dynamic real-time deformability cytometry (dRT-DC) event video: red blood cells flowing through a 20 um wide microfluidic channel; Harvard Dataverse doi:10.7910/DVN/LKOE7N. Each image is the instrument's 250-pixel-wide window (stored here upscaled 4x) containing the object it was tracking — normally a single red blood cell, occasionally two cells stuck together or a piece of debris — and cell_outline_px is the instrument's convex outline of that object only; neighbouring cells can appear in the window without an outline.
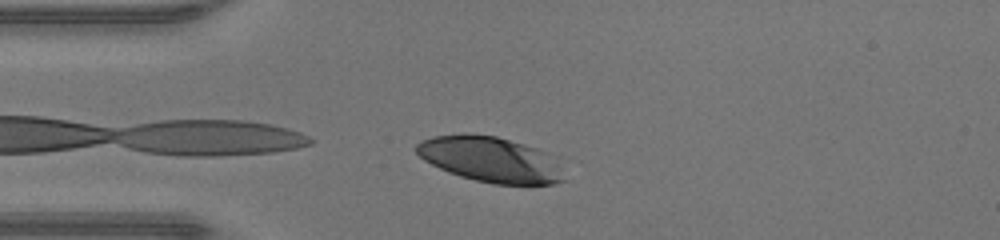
{"species": "human", "species_latin": "Homo sapiens", "temperature_condition": "warm", "stored_images_in_passage": 15, "camera_frame_rate_fps": 3000, "um_per_image_px": 0.085, "donor": {"sex": "male"}, "frame": {"image": 1, "passage_image": 1, "time_ms": 0.0, "image_size_px": [1000, 240], "cell_outline_px": [[564, 180], [556, 184], [492, 184], [460, 176], [448, 172], [424, 160], [416, 152], [416, 144], [420, 140], [432, 136], [464, 132], [496, 136], [524, 144], [536, 148], [544, 152], [556, 168]], "centroid_in_image_um": [41.54, 13.52], "position_along_channel_um": 43.5, "area_um2": 38.49}}
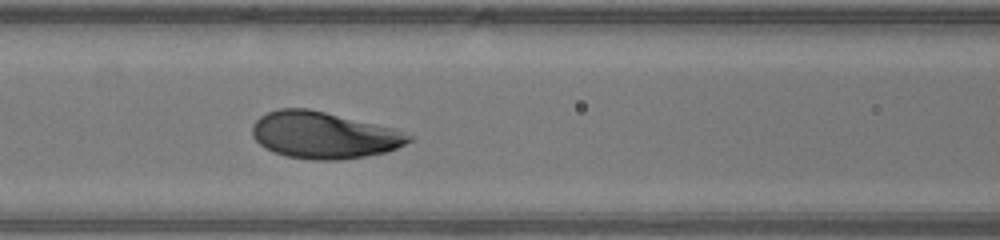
{"frame": {"image": 2, "passage_image": 9, "time_ms": 2.667, "image_size_px": [1000, 240], "cell_outline_px": [[416, 136], [412, 140], [388, 152], [340, 160], [312, 160], [288, 156], [272, 152], [260, 144], [252, 136], [252, 124], [260, 116], [268, 112], [280, 108], [308, 108], [396, 128]], "centroid_in_image_um": [27.55, 11.48], "position_along_channel_um": 139.1, "area_um2": 42.89}}
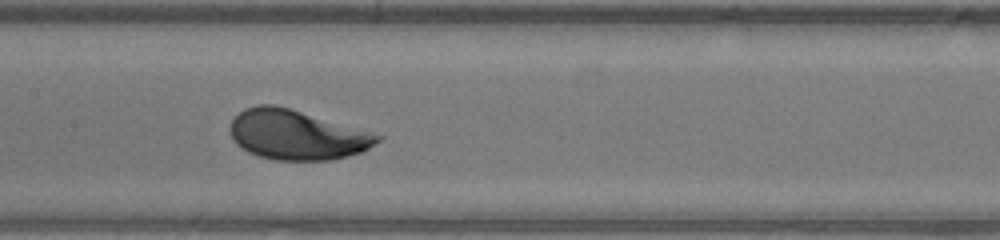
{"frame": {"image": 3, "passage_image": 12, "time_ms": 3.667, "image_size_px": [1000, 240], "cell_outline_px": [[384, 136], [380, 140], [368, 148], [360, 152], [328, 160], [276, 160], [260, 156], [248, 152], [236, 144], [232, 140], [228, 128], [232, 120], [244, 108], [256, 104], [276, 104]], "centroid_in_image_um": [25.15, 11.45], "position_along_channel_um": 182.2, "area_um2": 42.43}}